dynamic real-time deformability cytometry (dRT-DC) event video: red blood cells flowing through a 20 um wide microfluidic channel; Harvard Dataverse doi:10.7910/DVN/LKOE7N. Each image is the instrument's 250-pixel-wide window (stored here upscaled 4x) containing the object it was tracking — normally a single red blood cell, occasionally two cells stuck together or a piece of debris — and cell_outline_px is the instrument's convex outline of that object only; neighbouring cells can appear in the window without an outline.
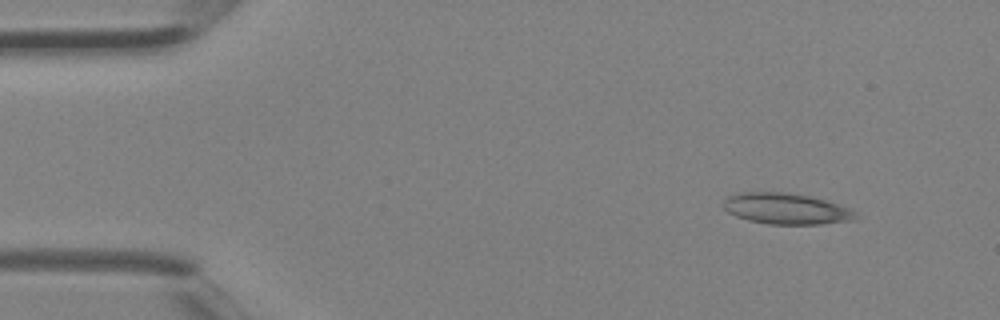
{"species": "Egyptian fruit bat (a non-hibernating species)", "species_latin": "Rousettus aegyptiacus", "temperature_condition": "room temperature", "stored_images_in_passage": 3, "camera_frame_rate_fps": 3000, "um_per_image_px": 0.085, "animal": {"sex": "female"}, "frame": {"image": 1, "passage_image": 1, "time_ms": 0.0, "image_size_px": [1000, 320], "cell_outline_px": [[860, 216], [856, 220], [820, 224], [768, 224], [748, 220], [736, 216], [728, 212], [724, 208], [724, 200], [728, 196], [740, 192], [788, 192], [812, 196], [852, 208]], "centroid_in_image_um": [66.89, 17.74], "position_along_channel_um": 18.1, "area_um2": 24.22}}